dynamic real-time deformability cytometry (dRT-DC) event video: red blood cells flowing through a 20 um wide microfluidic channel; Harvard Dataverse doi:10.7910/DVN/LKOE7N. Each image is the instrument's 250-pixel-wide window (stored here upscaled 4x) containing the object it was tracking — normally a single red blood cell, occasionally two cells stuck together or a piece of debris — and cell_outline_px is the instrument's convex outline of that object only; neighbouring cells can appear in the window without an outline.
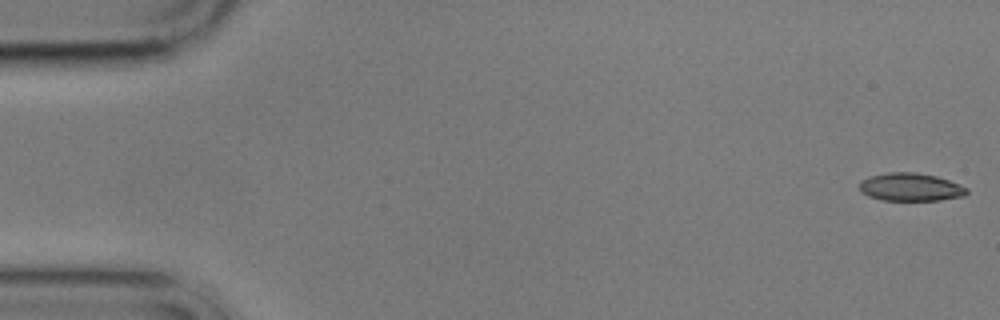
{"species": "common noctule bat (a hibernating species)", "species_latin": "Nyctalus noctula", "temperature_condition": "cold", "stored_images_in_passage": 15, "camera_frame_rate_fps": 3000, "um_per_image_px": 0.085, "animal": {"sex": "male", "body_mass_g": 17.9}, "frame": {"image": 1, "passage_image": 1, "time_ms": 0.0, "image_size_px": [1000, 320], "cell_outline_px": [[968, 192], [964, 196], [940, 200], [880, 200], [868, 196], [860, 192], [860, 180], [868, 176], [888, 172], [916, 172], [936, 176], [948, 180], [968, 188]], "centroid_in_image_um": [77.36, 15.9], "position_along_channel_um": 7.6, "area_um2": 17.63}}
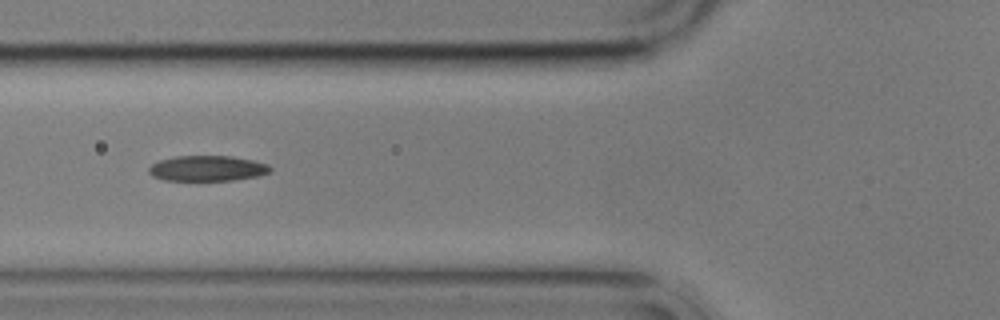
{"frame": {"image": 2, "passage_image": 6, "time_ms": 6.667, "image_size_px": [1000, 320], "cell_outline_px": [[272, 172], [260, 176], [232, 180], [164, 180], [152, 176], [148, 172], [148, 168], [152, 164], [160, 160], [176, 156], [232, 156], [252, 160], [268, 164], [272, 168]], "centroid_in_image_um": [17.65, 14.31], "position_along_channel_um": 108.1, "area_um2": 18.09}}
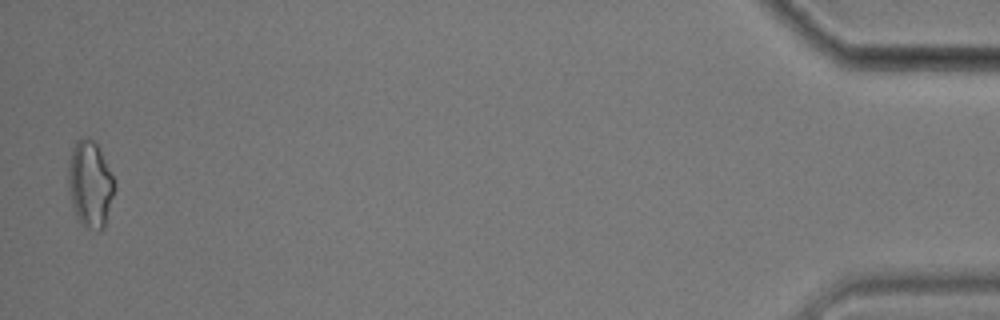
{"frame": {"image": 3, "passage_image": 15, "time_ms": 18.333, "image_size_px": [1000, 320], "cell_outline_px": [[116, 184], [104, 228], [96, 232], [88, 228], [76, 216], [72, 204], [68, 188], [68, 168], [72, 148], [76, 140], [80, 136], [88, 136], [96, 144]], "centroid_in_image_um": [7.64, 15.64], "position_along_channel_um": 427.6, "area_um2": 23.06}, "authors_computed_cell_mechanics": {"area_um2": 18.207, "velocity_mm_per_s": 3.4948, "shape_relaxation_time_tau1_ms": 5.4444, "shape_relaxation_time_tau2_ms": 5.1089, "deformation_change_tau1": 0.152, "deformation_change_tau2": 0.1274}}